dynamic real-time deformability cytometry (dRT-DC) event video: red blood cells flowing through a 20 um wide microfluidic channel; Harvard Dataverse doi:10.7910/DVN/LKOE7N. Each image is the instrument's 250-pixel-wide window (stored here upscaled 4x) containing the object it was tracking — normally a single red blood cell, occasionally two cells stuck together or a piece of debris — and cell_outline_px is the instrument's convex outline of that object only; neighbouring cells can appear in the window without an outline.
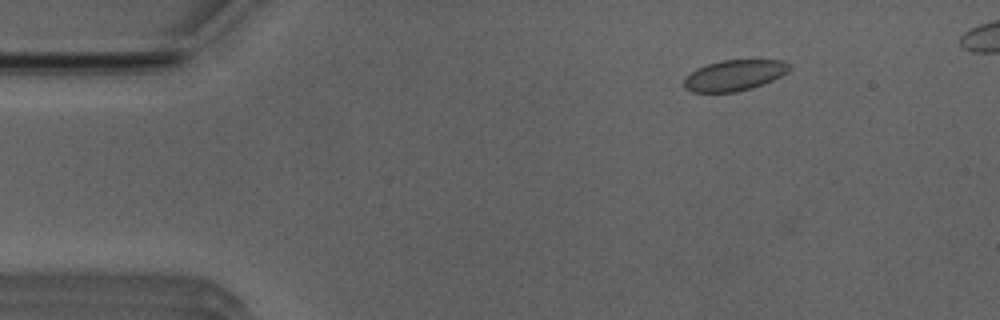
{"species": "Egyptian fruit bat (a non-hibernating species)", "species_latin": "Rousettus aegyptiacus", "temperature_condition": "room temperature", "stored_images_in_passage": 12, "camera_frame_rate_fps": 3000, "um_per_image_px": 0.085, "animal": {"sex": "male"}, "frame": {"image": 1, "passage_image": 7, "time_ms": 2.0, "image_size_px": [1000, 320], "cell_outline_px": [[792, 68], [788, 72], [764, 84], [752, 88], [736, 92], [692, 92], [684, 88], [684, 80], [696, 68], [708, 64], [724, 60], [784, 60], [792, 64]], "centroid_in_image_um": [62.47, 6.4], "position_along_channel_um": 22.5, "area_um2": 18.96}}